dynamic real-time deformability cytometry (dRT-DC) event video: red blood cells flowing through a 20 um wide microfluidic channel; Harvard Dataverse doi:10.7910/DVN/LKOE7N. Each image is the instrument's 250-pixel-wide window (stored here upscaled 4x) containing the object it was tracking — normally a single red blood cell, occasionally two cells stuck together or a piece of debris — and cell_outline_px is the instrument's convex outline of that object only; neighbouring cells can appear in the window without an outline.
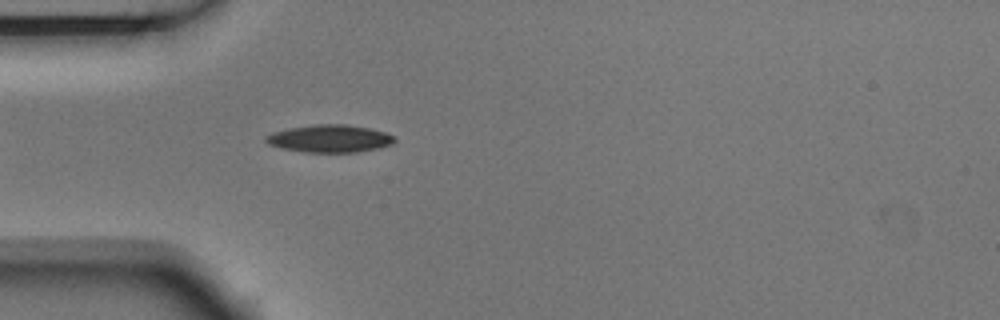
{"species": "Egyptian fruit bat (a non-hibernating species)", "species_latin": "Rousettus aegyptiacus", "temperature_condition": "room temperature", "stored_images_in_passage": 1, "camera_frame_rate_fps": 3000, "um_per_image_px": 0.085, "animal": {"sex": "male"}, "frame": {"image": 1, "passage_image": 1, "time_ms": 0.0, "image_size_px": [1000, 320], "cell_outline_px": [[396, 140], [392, 144], [380, 148], [356, 152], [308, 152], [284, 148], [268, 144], [264, 140], [264, 136], [272, 132], [288, 128], [316, 124], [344, 124], [368, 128], [384, 132], [396, 136]], "centroid_in_image_um": [28.04, 11.77], "position_along_channel_um": 57.0, "area_um2": 20.63}}